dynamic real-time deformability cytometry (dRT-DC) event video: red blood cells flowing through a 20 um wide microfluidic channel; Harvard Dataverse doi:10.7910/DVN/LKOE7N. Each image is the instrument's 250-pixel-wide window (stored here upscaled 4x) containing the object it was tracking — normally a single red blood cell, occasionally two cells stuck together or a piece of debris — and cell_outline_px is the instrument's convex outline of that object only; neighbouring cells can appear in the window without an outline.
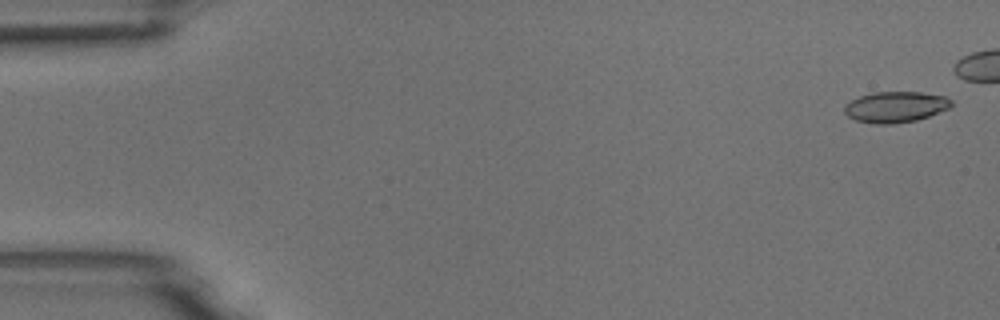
{"species": "common noctule bat (a hibernating species)", "species_latin": "Nyctalus noctula", "temperature_condition": "room temperature", "stored_images_in_passage": 5, "camera_frame_rate_fps": 3000, "um_per_image_px": 0.085, "animal": {"sex": "male", "body_mass_g": 18.8}, "frame": {"image": 1, "passage_image": 1, "time_ms": 0.0, "image_size_px": [1000, 320], "cell_outline_px": [[952, 104], [948, 108], [928, 116], [916, 120], [892, 124], [872, 124], [856, 120], [848, 116], [844, 112], [844, 108], [852, 100], [860, 96], [872, 92], [920, 92], [944, 96], [952, 100]], "centroid_in_image_um": [76.11, 9.09], "position_along_channel_um": 8.9, "area_um2": 19.07}}